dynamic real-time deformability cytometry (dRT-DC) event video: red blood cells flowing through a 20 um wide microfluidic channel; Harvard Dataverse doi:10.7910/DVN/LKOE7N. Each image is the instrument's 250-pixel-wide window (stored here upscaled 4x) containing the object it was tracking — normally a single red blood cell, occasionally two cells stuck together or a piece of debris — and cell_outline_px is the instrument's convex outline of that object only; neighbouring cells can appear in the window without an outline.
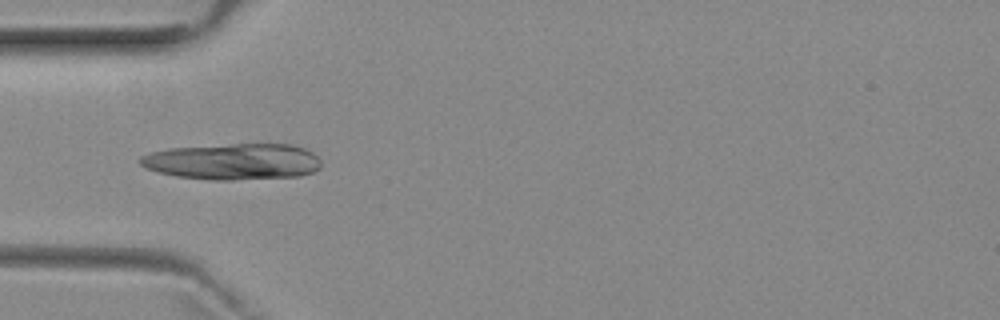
{"species": "common noctule bat (a hibernating species)", "species_latin": "Nyctalus noctula", "temperature_condition": "room temperature", "stored_images_in_passage": 6, "camera_frame_rate_fps": 3000, "um_per_image_px": 0.085, "animal": {"sex": "female", "body_mass_g": 29.2, "forearm_length_mm": 56.3}, "frame": {"image": 1, "passage_image": 5, "time_ms": 4.667, "image_size_px": [1000, 320], "cell_outline_px": [[320, 168], [312, 172], [300, 176], [232, 180], [212, 180], [176, 176], [156, 172], [140, 164], [140, 156], [152, 152], [168, 148], [232, 144], [292, 144], [304, 148], [312, 152], [320, 160]], "centroid_in_image_um": [19.81, 13.73], "position_along_channel_um": 65.2, "area_um2": 38.26}}
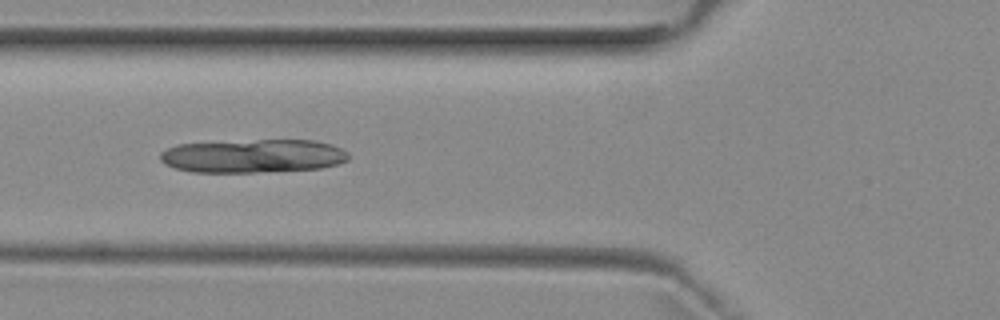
{"frame": {"image": 2, "passage_image": 6, "time_ms": 5.667, "image_size_px": [1000, 320], "cell_outline_px": [[348, 160], [336, 164], [320, 168], [256, 172], [192, 172], [176, 168], [164, 164], [160, 160], [160, 152], [176, 144], [256, 140], [316, 140], [332, 144], [348, 152]], "centroid_in_image_um": [21.5, 13.25], "position_along_channel_um": 104.3, "area_um2": 36.7}}